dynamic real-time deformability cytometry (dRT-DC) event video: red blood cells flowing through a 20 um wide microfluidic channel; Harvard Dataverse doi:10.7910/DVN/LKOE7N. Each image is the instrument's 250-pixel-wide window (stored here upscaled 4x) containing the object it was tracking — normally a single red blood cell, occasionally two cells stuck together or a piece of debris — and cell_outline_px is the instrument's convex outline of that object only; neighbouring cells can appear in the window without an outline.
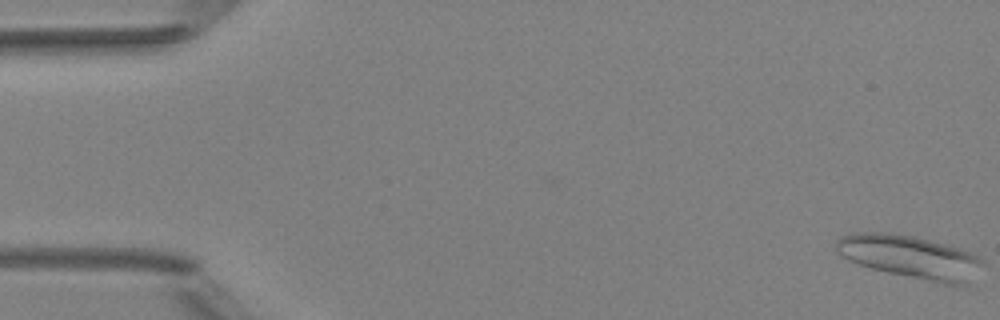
{"species": "Egyptian fruit bat (a non-hibernating species)", "species_latin": "Rousettus aegyptiacus", "temperature_condition": "room temperature", "stored_images_in_passage": 5, "camera_frame_rate_fps": 3000, "um_per_image_px": 0.085, "animal": {"sex": "female"}, "frame": {"image": 1, "passage_image": 1, "time_ms": 0.0, "image_size_px": [1000, 320], "cell_outline_px": [[984, 264], [968, 284], [940, 284], [888, 272], [872, 268], [848, 260], [840, 256], [836, 252], [836, 240], [840, 236], [856, 232], [884, 232], [912, 236], [944, 244], [972, 252], [984, 260]], "centroid_in_image_um": [77.37, 21.84], "position_along_channel_um": 7.6, "area_um2": 36.76}}